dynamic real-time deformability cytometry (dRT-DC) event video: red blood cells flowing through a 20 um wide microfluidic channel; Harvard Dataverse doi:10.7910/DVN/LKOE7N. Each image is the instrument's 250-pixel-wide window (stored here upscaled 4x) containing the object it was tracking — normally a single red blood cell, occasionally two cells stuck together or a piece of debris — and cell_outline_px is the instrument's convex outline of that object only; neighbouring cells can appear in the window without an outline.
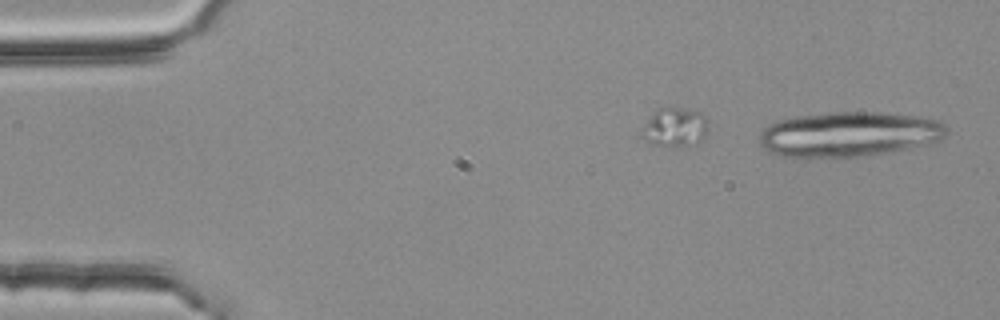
{"species": "common noctule bat (a hibernating species)", "species_latin": "Nyctalus noctula", "temperature_condition": "room temperature", "stored_images_in_passage": 2, "camera_frame_rate_fps": 3000, "um_per_image_px": 0.085, "animal": {"sex": "female", "body_mass_g": 25.1}, "frame": {"image": 1, "passage_image": 2, "time_ms": 0.333, "image_size_px": [1000, 320], "cell_outline_px": [[948, 132], [940, 140], [892, 152], [860, 156], [784, 156], [768, 152], [760, 144], [760, 132], [768, 124], [776, 120], [792, 116], [832, 112], [884, 112], [916, 116], [940, 120], [948, 128]], "centroid_in_image_um": [72.17, 11.38], "position_along_channel_um": 12.8, "area_um2": 49.01}}